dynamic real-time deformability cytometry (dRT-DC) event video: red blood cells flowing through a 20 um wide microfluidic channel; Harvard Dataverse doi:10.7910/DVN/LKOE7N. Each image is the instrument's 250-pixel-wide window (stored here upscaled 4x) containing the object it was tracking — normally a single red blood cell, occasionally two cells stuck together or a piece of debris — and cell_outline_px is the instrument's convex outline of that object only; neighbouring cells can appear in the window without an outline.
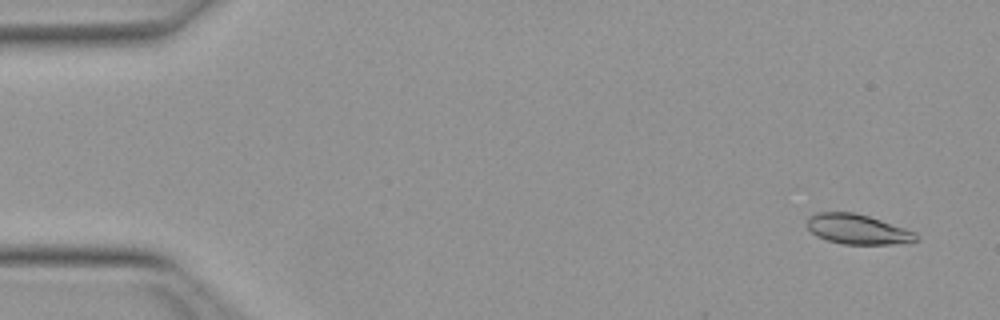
{"species": "Egyptian fruit bat (a non-hibernating species)", "species_latin": "Rousettus aegyptiacus", "temperature_condition": "warm", "stored_images_in_passage": 51, "camera_frame_rate_fps": 3000, "um_per_image_px": 0.085, "animal": {"sex": "female"}, "frame": {"image": 1, "passage_image": 3, "time_ms": 0.667, "image_size_px": [1000, 320], "cell_outline_px": [[916, 240], [892, 244], [844, 244], [828, 240], [816, 236], [808, 228], [808, 216], [816, 212], [852, 212], [868, 216], [916, 232]], "centroid_in_image_um": [72.84, 19.48], "position_along_channel_um": 12.2, "area_um2": 18.67}}
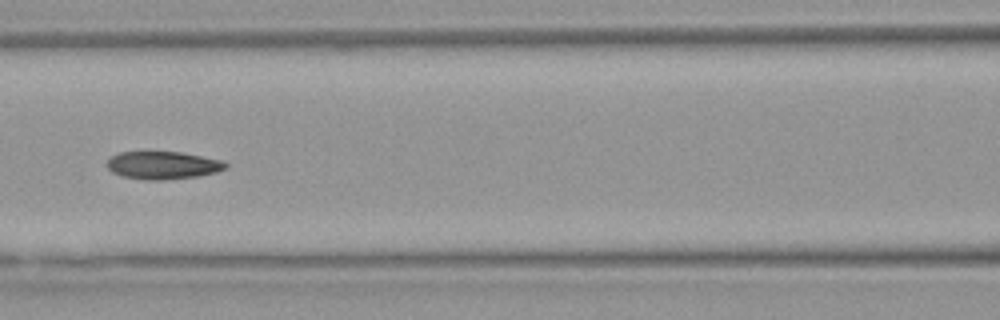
{"frame": {"image": 2, "passage_image": 23, "time_ms": 7.333, "image_size_px": [1000, 320], "cell_outline_px": [[228, 168], [216, 172], [200, 176], [164, 180], [144, 180], [120, 176], [112, 172], [108, 168], [108, 160], [112, 156], [120, 152], [180, 152], [224, 160], [228, 164]], "centroid_in_image_um": [13.88, 14.06], "position_along_channel_um": 152.7, "area_um2": 19.36}}
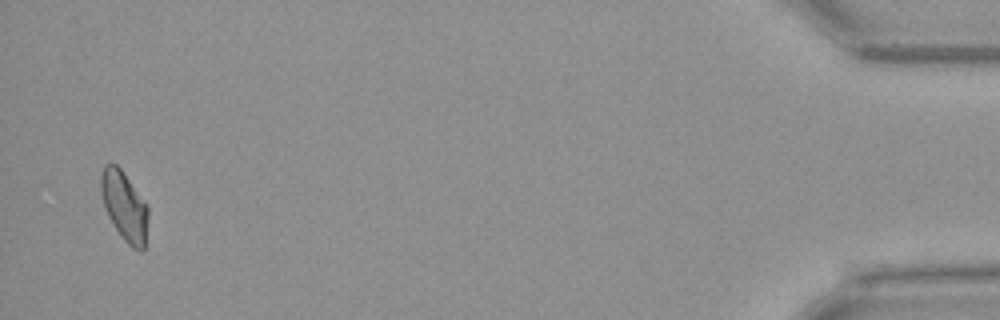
{"frame": {"image": 3, "passage_image": 50, "time_ms": 16.333, "image_size_px": [1000, 320], "cell_outline_px": [[148, 216], [144, 248], [140, 252], [132, 248], [124, 240], [108, 216], [100, 192], [100, 172], [104, 164], [116, 164], [120, 168], [148, 204]], "centroid_in_image_um": [10.57, 17.5], "position_along_channel_um": 424.6, "area_um2": 19.13}, "authors_computed_cell_mechanics": {"area_um2": 19.1318, "velocity_mm_per_s": 4.0042, "shape_relaxation_time_tau1_ms": 5.3258, "shape_relaxation_time_tau2_ms": 2.3136, "deformation_change_tau1": 0.1696, "deformation_change_tau2": 0.0801}}